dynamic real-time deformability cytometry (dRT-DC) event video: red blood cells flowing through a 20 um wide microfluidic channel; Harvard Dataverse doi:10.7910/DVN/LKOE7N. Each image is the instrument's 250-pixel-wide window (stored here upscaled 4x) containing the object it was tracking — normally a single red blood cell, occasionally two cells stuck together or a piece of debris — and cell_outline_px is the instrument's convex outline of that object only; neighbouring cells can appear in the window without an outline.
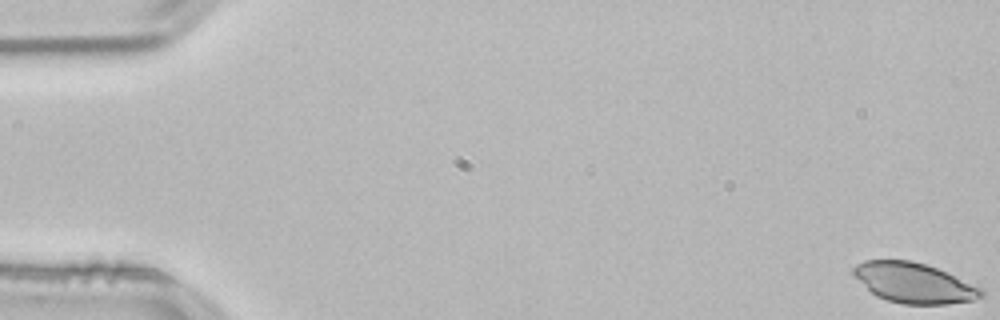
{"species": "common noctule bat (a hibernating species)", "species_latin": "Nyctalus noctula", "temperature_condition": "room temperature", "stored_images_in_passage": 54, "camera_frame_rate_fps": 3000, "um_per_image_px": 0.085, "animal": {"sex": "male", "body_mass_g": 21.5, "forearm_length_mm": 52.0}, "frame": {"image": 1, "passage_image": 1, "time_ms": 0.0, "image_size_px": [1000, 320], "cell_outline_px": [[984, 296], [972, 300], [944, 304], [904, 304], [888, 300], [876, 296], [852, 272], [852, 268], [856, 264], [864, 260], [912, 260], [936, 268], [984, 288]], "centroid_in_image_um": [77.72, 24.04], "position_along_channel_um": 7.3, "area_um2": 29.59}}
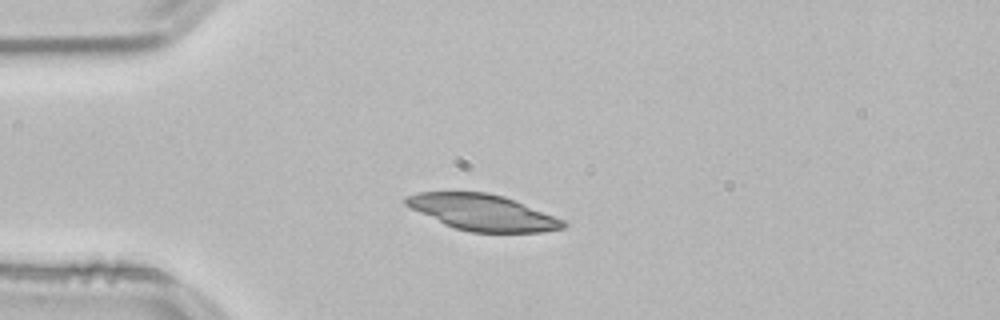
{"frame": {"image": 2, "passage_image": 14, "time_ms": 4.333, "image_size_px": [1000, 320], "cell_outline_px": [[564, 228], [544, 232], [472, 232], [456, 228], [444, 224], [404, 204], [404, 196], [420, 192], [488, 192], [504, 196], [564, 220]], "centroid_in_image_um": [41.01, 18.05], "position_along_channel_um": 44.0, "area_um2": 32.6}}